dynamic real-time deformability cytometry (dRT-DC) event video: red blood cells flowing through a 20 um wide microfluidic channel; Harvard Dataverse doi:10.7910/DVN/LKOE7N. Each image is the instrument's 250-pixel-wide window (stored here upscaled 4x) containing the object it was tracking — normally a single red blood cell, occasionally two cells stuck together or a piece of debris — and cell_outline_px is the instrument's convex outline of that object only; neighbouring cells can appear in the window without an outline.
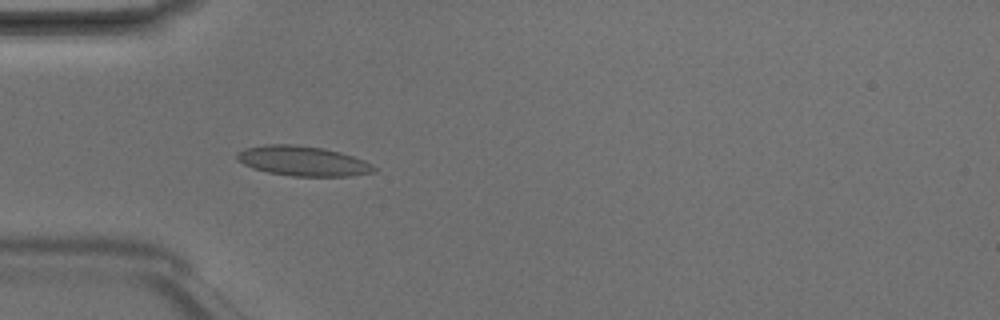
{"species": "Egyptian fruit bat (a non-hibernating species)", "species_latin": "Rousettus aegyptiacus", "temperature_condition": "room temperature", "stored_images_in_passage": 2, "camera_frame_rate_fps": 3000, "um_per_image_px": 0.085, "animal": {"sex": "male"}, "frame": {"image": 1, "passage_image": 2, "time_ms": 0.333, "image_size_px": [1000, 320], "cell_outline_px": [[376, 172], [348, 176], [292, 176], [268, 172], [252, 168], [236, 160], [236, 152], [244, 148], [264, 144], [296, 144], [320, 148], [340, 152], [364, 160], [372, 164], [376, 168]], "centroid_in_image_um": [25.71, 13.68], "position_along_channel_um": 59.3, "area_um2": 23.93}}